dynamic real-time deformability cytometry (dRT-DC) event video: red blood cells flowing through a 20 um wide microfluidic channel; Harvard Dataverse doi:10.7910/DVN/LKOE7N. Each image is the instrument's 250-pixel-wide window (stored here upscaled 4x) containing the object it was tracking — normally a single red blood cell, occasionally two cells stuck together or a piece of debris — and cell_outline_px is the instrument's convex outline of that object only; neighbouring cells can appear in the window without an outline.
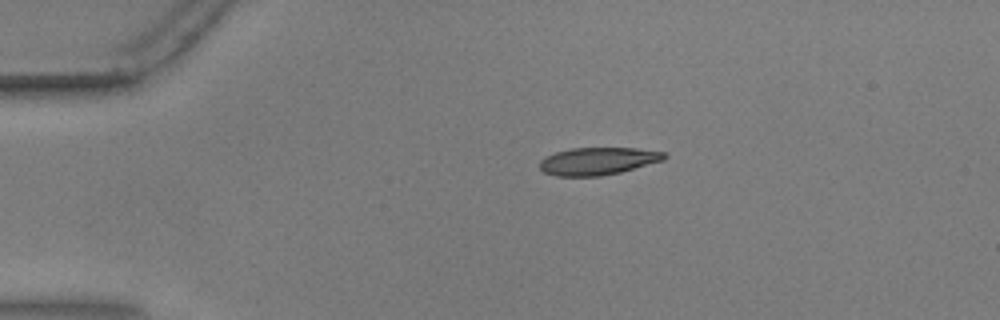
{"species": "common noctule bat (a hibernating species)", "species_latin": "Nyctalus noctula", "temperature_condition": "warm", "stored_images_in_passage": 50, "camera_frame_rate_fps": 3000, "um_per_image_px": 0.085, "animal": {"sex": "male", "body_mass_g": 17.9, "forearm_length_mm": 54.2}, "frame": {"image": 1, "passage_image": 6, "time_ms": 1.667, "image_size_px": [1000, 320], "cell_outline_px": [[668, 156], [664, 160], [620, 172], [600, 176], [556, 176], [544, 172], [540, 168], [540, 160], [544, 156], [556, 152], [572, 148], [636, 148], [664, 152]], "centroid_in_image_um": [50.81, 13.69], "position_along_channel_um": 34.2, "area_um2": 19.94}}
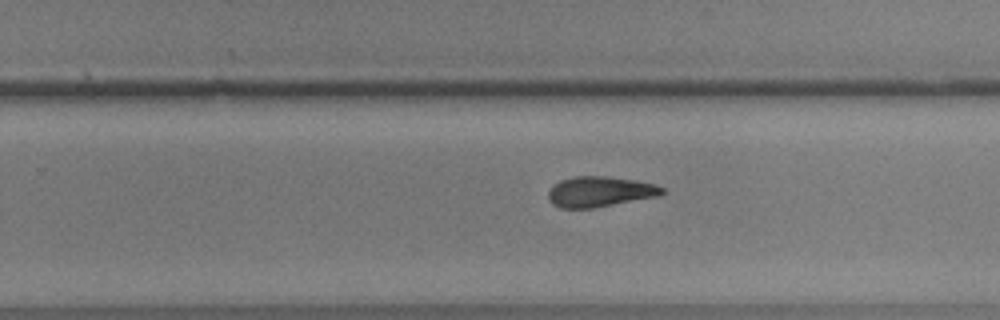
{"frame": {"image": 2, "passage_image": 30, "time_ms": 9.667, "image_size_px": [1000, 320], "cell_outline_px": [[664, 192], [660, 196], [592, 208], [560, 208], [552, 204], [548, 200], [548, 192], [552, 184], [560, 180], [572, 176], [604, 176], [632, 180], [656, 184], [664, 188]], "centroid_in_image_um": [50.95, 16.29], "position_along_channel_um": 278.9, "area_um2": 20.29}}
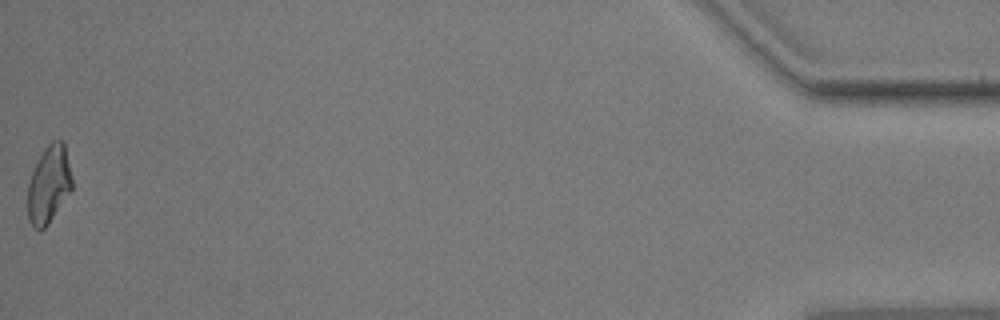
{"frame": {"image": 3, "passage_image": 50, "time_ms": 16.333, "image_size_px": [1000, 320], "cell_outline_px": [[72, 188], [48, 224], [44, 228], [36, 228], [28, 220], [28, 184], [32, 172], [44, 148], [52, 140], [60, 140], [64, 144], [72, 176]], "centroid_in_image_um": [4.15, 15.66], "position_along_channel_um": 431.0, "area_um2": 19.59}, "authors_computed_cell_mechanics": {"area_um2": 20.519, "velocity_mm_per_s": 3.6514, "shape_relaxation_time_tau1_ms": 5.4634, "shape_relaxation_time_tau2_ms": 3.5413, "deformation_change_tau1": 0.1811, "deformation_change_tau2": 0.1323}}